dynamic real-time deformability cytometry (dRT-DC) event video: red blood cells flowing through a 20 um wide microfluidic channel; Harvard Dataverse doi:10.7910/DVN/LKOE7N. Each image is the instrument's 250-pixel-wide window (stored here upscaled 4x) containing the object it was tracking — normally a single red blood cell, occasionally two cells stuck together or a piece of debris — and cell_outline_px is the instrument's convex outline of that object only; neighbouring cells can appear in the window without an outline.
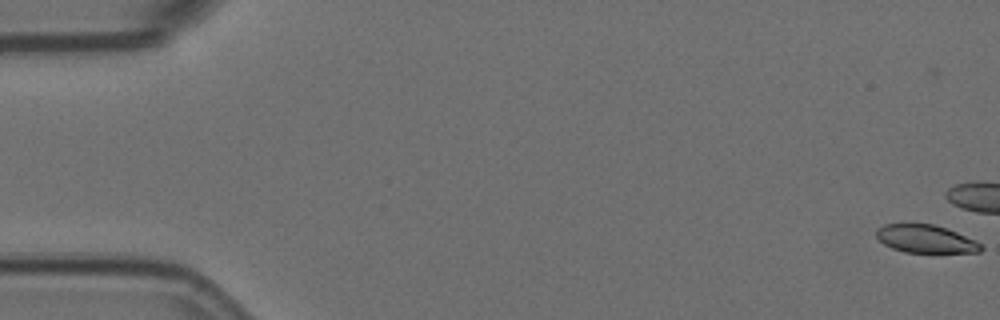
{"species": "Egyptian fruit bat (a non-hibernating species)", "species_latin": "Rousettus aegyptiacus", "temperature_condition": "room temperature", "stored_images_in_passage": 8, "camera_frame_rate_fps": 3000, "um_per_image_px": 0.085, "animal": {"sex": "female"}, "frame": {"image": 1, "passage_image": 1, "time_ms": 0.0, "image_size_px": [1000, 320], "cell_outline_px": [[984, 248], [980, 252], [904, 252], [892, 248], [884, 244], [876, 236], [876, 228], [884, 224], [932, 224], [956, 232], [976, 240]], "centroid_in_image_um": [78.66, 20.31], "position_along_channel_um": 6.3, "area_um2": 16.88}}